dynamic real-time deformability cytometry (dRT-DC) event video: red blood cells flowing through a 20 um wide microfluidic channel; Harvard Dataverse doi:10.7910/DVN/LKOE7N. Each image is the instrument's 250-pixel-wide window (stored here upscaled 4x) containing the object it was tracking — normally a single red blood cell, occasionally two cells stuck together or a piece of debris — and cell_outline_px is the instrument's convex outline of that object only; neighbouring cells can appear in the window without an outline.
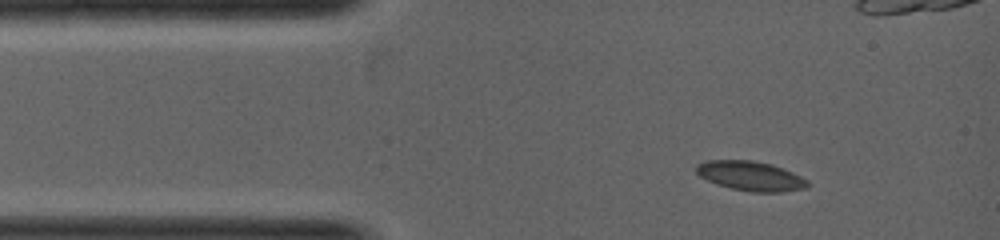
{"species": "common noctule bat (a hibernating species)", "species_latin": "Nyctalus noctula", "temperature_condition": "warm", "stored_images_in_passage": 2, "camera_frame_rate_fps": 5000, "um_per_image_px": 0.085, "animal": {"sex": "female", "body_mass_g": 19.0, "forearm_length_mm": 53.3}, "frame": {"image": 1, "passage_image": 1, "time_ms": 0.0, "image_size_px": [1000, 240], "cell_outline_px": [[808, 188], [780, 192], [752, 192], [732, 188], [716, 184], [700, 176], [696, 172], [696, 164], [704, 160], [752, 160], [772, 164], [792, 172], [808, 180]], "centroid_in_image_um": [63.79, 14.95], "position_along_channel_um": 21.2, "area_um2": 19.19}}